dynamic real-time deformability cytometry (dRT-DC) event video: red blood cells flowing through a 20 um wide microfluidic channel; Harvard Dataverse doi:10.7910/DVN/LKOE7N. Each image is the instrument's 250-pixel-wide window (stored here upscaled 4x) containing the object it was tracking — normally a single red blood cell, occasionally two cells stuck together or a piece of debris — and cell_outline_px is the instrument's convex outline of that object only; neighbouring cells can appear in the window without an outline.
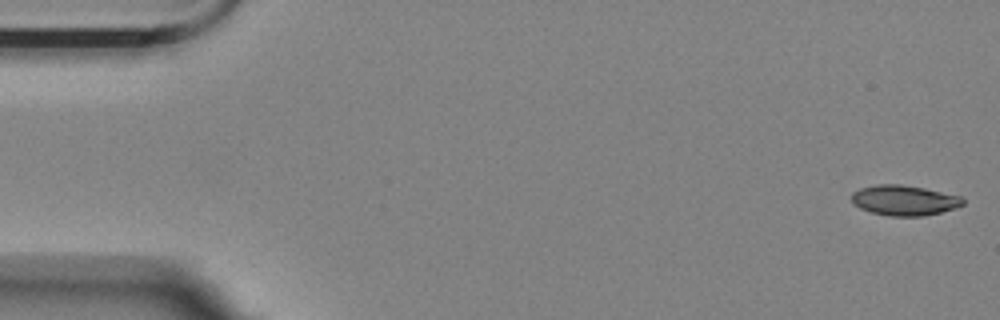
{"species": "Egyptian fruit bat (a non-hibernating species)", "species_latin": "Rousettus aegyptiacus", "temperature_condition": "room temperature", "stored_images_in_passage": 57, "camera_frame_rate_fps": 3000, "um_per_image_px": 0.085, "animal": {"sex": "female"}, "frame": {"image": 1, "passage_image": 1, "time_ms": 0.0, "image_size_px": [1000, 320], "cell_outline_px": [[964, 204], [956, 208], [924, 216], [888, 216], [872, 212], [860, 208], [852, 204], [852, 192], [860, 188], [876, 184], [900, 184], [924, 188], [960, 196], [964, 200]], "centroid_in_image_um": [76.84, 17.02], "position_along_channel_um": 8.2, "area_um2": 19.65}}
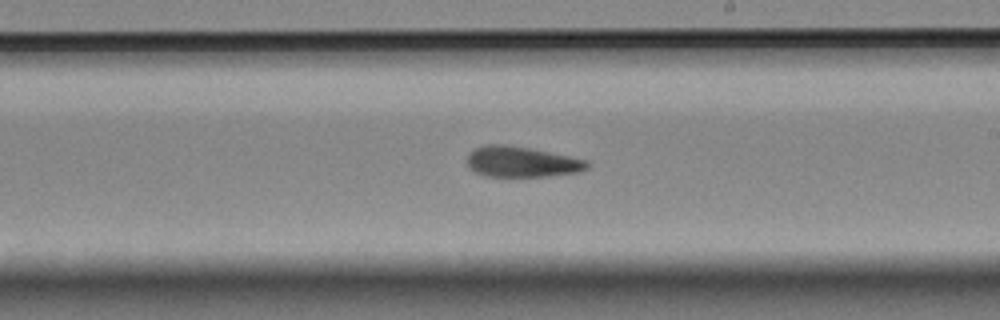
{"frame": {"image": 2, "passage_image": 33, "time_ms": 10.667, "image_size_px": [1000, 320], "cell_outline_px": [[592, 164], [588, 168], [576, 172], [544, 176], [488, 176], [476, 172], [468, 164], [468, 156], [476, 148], [488, 144], [504, 144], [528, 148], [588, 160]], "centroid_in_image_um": [44.38, 13.75], "position_along_channel_um": 244.6, "area_um2": 20.92}}
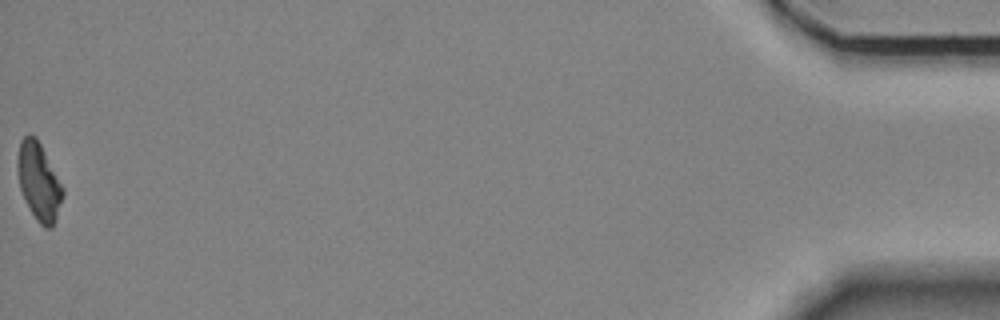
{"frame": {"image": 3, "passage_image": 57, "time_ms": 18.667, "image_size_px": [1000, 320], "cell_outline_px": [[64, 196], [52, 228], [44, 228], [36, 220], [20, 188], [16, 168], [16, 160], [20, 140], [28, 132], [36, 136], [64, 188]], "centroid_in_image_um": [3.29, 15.4], "position_along_channel_um": 431.9, "area_um2": 20.52}, "authors_computed_cell_mechanics": {"area_um2": 21.097, "velocity_mm_per_s": 3.5725, "shape_relaxation_time_tau1_ms": 5.4322, "shape_relaxation_time_tau2_ms": 3.3549, "deformation_change_tau1": 0.1769, "deformation_change_tau2": 0.1118}}